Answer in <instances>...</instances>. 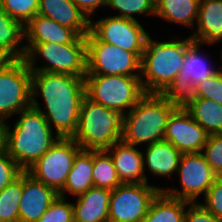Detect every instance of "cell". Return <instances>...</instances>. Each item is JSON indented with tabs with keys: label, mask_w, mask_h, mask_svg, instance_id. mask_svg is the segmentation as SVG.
Segmentation results:
<instances>
[{
	"label": "cell",
	"mask_w": 222,
	"mask_h": 222,
	"mask_svg": "<svg viewBox=\"0 0 222 222\" xmlns=\"http://www.w3.org/2000/svg\"><path fill=\"white\" fill-rule=\"evenodd\" d=\"M180 104L209 135L222 134V105L205 98H182Z\"/></svg>",
	"instance_id": "obj_23"
},
{
	"label": "cell",
	"mask_w": 222,
	"mask_h": 222,
	"mask_svg": "<svg viewBox=\"0 0 222 222\" xmlns=\"http://www.w3.org/2000/svg\"><path fill=\"white\" fill-rule=\"evenodd\" d=\"M37 222H74L72 203L57 196Z\"/></svg>",
	"instance_id": "obj_33"
},
{
	"label": "cell",
	"mask_w": 222,
	"mask_h": 222,
	"mask_svg": "<svg viewBox=\"0 0 222 222\" xmlns=\"http://www.w3.org/2000/svg\"><path fill=\"white\" fill-rule=\"evenodd\" d=\"M184 222H222L198 202H188Z\"/></svg>",
	"instance_id": "obj_37"
},
{
	"label": "cell",
	"mask_w": 222,
	"mask_h": 222,
	"mask_svg": "<svg viewBox=\"0 0 222 222\" xmlns=\"http://www.w3.org/2000/svg\"><path fill=\"white\" fill-rule=\"evenodd\" d=\"M22 190L23 172L0 191V222H19Z\"/></svg>",
	"instance_id": "obj_29"
},
{
	"label": "cell",
	"mask_w": 222,
	"mask_h": 222,
	"mask_svg": "<svg viewBox=\"0 0 222 222\" xmlns=\"http://www.w3.org/2000/svg\"><path fill=\"white\" fill-rule=\"evenodd\" d=\"M40 0H0V9L26 25L38 14Z\"/></svg>",
	"instance_id": "obj_30"
},
{
	"label": "cell",
	"mask_w": 222,
	"mask_h": 222,
	"mask_svg": "<svg viewBox=\"0 0 222 222\" xmlns=\"http://www.w3.org/2000/svg\"><path fill=\"white\" fill-rule=\"evenodd\" d=\"M155 3V0H108L107 6L117 10L118 17L137 20L133 14L155 16Z\"/></svg>",
	"instance_id": "obj_31"
},
{
	"label": "cell",
	"mask_w": 222,
	"mask_h": 222,
	"mask_svg": "<svg viewBox=\"0 0 222 222\" xmlns=\"http://www.w3.org/2000/svg\"><path fill=\"white\" fill-rule=\"evenodd\" d=\"M176 173L180 176L182 190L163 188L162 191L188 202H197L200 194L204 196L217 177L202 152L182 154Z\"/></svg>",
	"instance_id": "obj_12"
},
{
	"label": "cell",
	"mask_w": 222,
	"mask_h": 222,
	"mask_svg": "<svg viewBox=\"0 0 222 222\" xmlns=\"http://www.w3.org/2000/svg\"><path fill=\"white\" fill-rule=\"evenodd\" d=\"M197 30L191 39L200 44H216L222 41V0H200Z\"/></svg>",
	"instance_id": "obj_20"
},
{
	"label": "cell",
	"mask_w": 222,
	"mask_h": 222,
	"mask_svg": "<svg viewBox=\"0 0 222 222\" xmlns=\"http://www.w3.org/2000/svg\"><path fill=\"white\" fill-rule=\"evenodd\" d=\"M112 158L114 167L121 183H146L148 177L145 174L143 152L134 145L122 141L114 143L106 149Z\"/></svg>",
	"instance_id": "obj_17"
},
{
	"label": "cell",
	"mask_w": 222,
	"mask_h": 222,
	"mask_svg": "<svg viewBox=\"0 0 222 222\" xmlns=\"http://www.w3.org/2000/svg\"><path fill=\"white\" fill-rule=\"evenodd\" d=\"M86 75L141 76V59L133 52L99 41L89 32L86 36Z\"/></svg>",
	"instance_id": "obj_8"
},
{
	"label": "cell",
	"mask_w": 222,
	"mask_h": 222,
	"mask_svg": "<svg viewBox=\"0 0 222 222\" xmlns=\"http://www.w3.org/2000/svg\"><path fill=\"white\" fill-rule=\"evenodd\" d=\"M24 57L31 71L51 72L67 75L86 76V37L79 36L73 43L59 44L52 42L26 43ZM38 56L46 61L43 66H36Z\"/></svg>",
	"instance_id": "obj_6"
},
{
	"label": "cell",
	"mask_w": 222,
	"mask_h": 222,
	"mask_svg": "<svg viewBox=\"0 0 222 222\" xmlns=\"http://www.w3.org/2000/svg\"><path fill=\"white\" fill-rule=\"evenodd\" d=\"M23 170L8 155L6 149L0 151V191L16 179Z\"/></svg>",
	"instance_id": "obj_35"
},
{
	"label": "cell",
	"mask_w": 222,
	"mask_h": 222,
	"mask_svg": "<svg viewBox=\"0 0 222 222\" xmlns=\"http://www.w3.org/2000/svg\"><path fill=\"white\" fill-rule=\"evenodd\" d=\"M40 95L46 112L35 99ZM31 96V106L44 115L51 128L54 127L55 134L60 138H73L85 96V79L75 75L32 71Z\"/></svg>",
	"instance_id": "obj_1"
},
{
	"label": "cell",
	"mask_w": 222,
	"mask_h": 222,
	"mask_svg": "<svg viewBox=\"0 0 222 222\" xmlns=\"http://www.w3.org/2000/svg\"><path fill=\"white\" fill-rule=\"evenodd\" d=\"M209 134L180 104L169 116L164 140L170 142L181 154L203 151Z\"/></svg>",
	"instance_id": "obj_14"
},
{
	"label": "cell",
	"mask_w": 222,
	"mask_h": 222,
	"mask_svg": "<svg viewBox=\"0 0 222 222\" xmlns=\"http://www.w3.org/2000/svg\"><path fill=\"white\" fill-rule=\"evenodd\" d=\"M38 15L74 29L82 37L90 32V20L72 0H40Z\"/></svg>",
	"instance_id": "obj_18"
},
{
	"label": "cell",
	"mask_w": 222,
	"mask_h": 222,
	"mask_svg": "<svg viewBox=\"0 0 222 222\" xmlns=\"http://www.w3.org/2000/svg\"><path fill=\"white\" fill-rule=\"evenodd\" d=\"M11 130L7 125L6 151L17 165L26 171L60 138L54 135L44 115L30 106L19 113Z\"/></svg>",
	"instance_id": "obj_3"
},
{
	"label": "cell",
	"mask_w": 222,
	"mask_h": 222,
	"mask_svg": "<svg viewBox=\"0 0 222 222\" xmlns=\"http://www.w3.org/2000/svg\"><path fill=\"white\" fill-rule=\"evenodd\" d=\"M111 190L92 187L77 196L73 205L74 222H109Z\"/></svg>",
	"instance_id": "obj_19"
},
{
	"label": "cell",
	"mask_w": 222,
	"mask_h": 222,
	"mask_svg": "<svg viewBox=\"0 0 222 222\" xmlns=\"http://www.w3.org/2000/svg\"><path fill=\"white\" fill-rule=\"evenodd\" d=\"M204 200V204H200L222 221V182L217 178L204 195Z\"/></svg>",
	"instance_id": "obj_36"
},
{
	"label": "cell",
	"mask_w": 222,
	"mask_h": 222,
	"mask_svg": "<svg viewBox=\"0 0 222 222\" xmlns=\"http://www.w3.org/2000/svg\"><path fill=\"white\" fill-rule=\"evenodd\" d=\"M148 183H122L111 190L109 222H142L152 200L163 190Z\"/></svg>",
	"instance_id": "obj_11"
},
{
	"label": "cell",
	"mask_w": 222,
	"mask_h": 222,
	"mask_svg": "<svg viewBox=\"0 0 222 222\" xmlns=\"http://www.w3.org/2000/svg\"><path fill=\"white\" fill-rule=\"evenodd\" d=\"M179 105L178 98L146 93L123 115L121 141L134 146L163 141L168 118Z\"/></svg>",
	"instance_id": "obj_2"
},
{
	"label": "cell",
	"mask_w": 222,
	"mask_h": 222,
	"mask_svg": "<svg viewBox=\"0 0 222 222\" xmlns=\"http://www.w3.org/2000/svg\"><path fill=\"white\" fill-rule=\"evenodd\" d=\"M202 152L213 171L219 173L222 170V134L209 135Z\"/></svg>",
	"instance_id": "obj_34"
},
{
	"label": "cell",
	"mask_w": 222,
	"mask_h": 222,
	"mask_svg": "<svg viewBox=\"0 0 222 222\" xmlns=\"http://www.w3.org/2000/svg\"><path fill=\"white\" fill-rule=\"evenodd\" d=\"M183 98H205L222 105V70L202 80Z\"/></svg>",
	"instance_id": "obj_32"
},
{
	"label": "cell",
	"mask_w": 222,
	"mask_h": 222,
	"mask_svg": "<svg viewBox=\"0 0 222 222\" xmlns=\"http://www.w3.org/2000/svg\"><path fill=\"white\" fill-rule=\"evenodd\" d=\"M93 187L115 189L121 185L112 158L106 150H93Z\"/></svg>",
	"instance_id": "obj_28"
},
{
	"label": "cell",
	"mask_w": 222,
	"mask_h": 222,
	"mask_svg": "<svg viewBox=\"0 0 222 222\" xmlns=\"http://www.w3.org/2000/svg\"><path fill=\"white\" fill-rule=\"evenodd\" d=\"M85 95L106 108L126 114L146 94L140 76L86 75Z\"/></svg>",
	"instance_id": "obj_7"
},
{
	"label": "cell",
	"mask_w": 222,
	"mask_h": 222,
	"mask_svg": "<svg viewBox=\"0 0 222 222\" xmlns=\"http://www.w3.org/2000/svg\"><path fill=\"white\" fill-rule=\"evenodd\" d=\"M188 201L167 196L160 191L152 200L142 222H184Z\"/></svg>",
	"instance_id": "obj_27"
},
{
	"label": "cell",
	"mask_w": 222,
	"mask_h": 222,
	"mask_svg": "<svg viewBox=\"0 0 222 222\" xmlns=\"http://www.w3.org/2000/svg\"><path fill=\"white\" fill-rule=\"evenodd\" d=\"M27 43H73L80 35L71 28L60 25L43 15H35L24 25Z\"/></svg>",
	"instance_id": "obj_21"
},
{
	"label": "cell",
	"mask_w": 222,
	"mask_h": 222,
	"mask_svg": "<svg viewBox=\"0 0 222 222\" xmlns=\"http://www.w3.org/2000/svg\"><path fill=\"white\" fill-rule=\"evenodd\" d=\"M24 25L0 9V51L11 60L24 59L26 54Z\"/></svg>",
	"instance_id": "obj_25"
},
{
	"label": "cell",
	"mask_w": 222,
	"mask_h": 222,
	"mask_svg": "<svg viewBox=\"0 0 222 222\" xmlns=\"http://www.w3.org/2000/svg\"><path fill=\"white\" fill-rule=\"evenodd\" d=\"M74 4L87 16H93V12L100 6H107L108 0H72Z\"/></svg>",
	"instance_id": "obj_38"
},
{
	"label": "cell",
	"mask_w": 222,
	"mask_h": 222,
	"mask_svg": "<svg viewBox=\"0 0 222 222\" xmlns=\"http://www.w3.org/2000/svg\"><path fill=\"white\" fill-rule=\"evenodd\" d=\"M122 117L119 112L106 108L85 95L73 139L82 150H106L121 141Z\"/></svg>",
	"instance_id": "obj_5"
},
{
	"label": "cell",
	"mask_w": 222,
	"mask_h": 222,
	"mask_svg": "<svg viewBox=\"0 0 222 222\" xmlns=\"http://www.w3.org/2000/svg\"><path fill=\"white\" fill-rule=\"evenodd\" d=\"M81 150L73 138H59L26 172L59 193Z\"/></svg>",
	"instance_id": "obj_10"
},
{
	"label": "cell",
	"mask_w": 222,
	"mask_h": 222,
	"mask_svg": "<svg viewBox=\"0 0 222 222\" xmlns=\"http://www.w3.org/2000/svg\"><path fill=\"white\" fill-rule=\"evenodd\" d=\"M202 44L194 42L187 50L182 69L177 73L173 84L163 93L166 96L182 99L202 80L212 76L217 69L210 68L205 55H201Z\"/></svg>",
	"instance_id": "obj_15"
},
{
	"label": "cell",
	"mask_w": 222,
	"mask_h": 222,
	"mask_svg": "<svg viewBox=\"0 0 222 222\" xmlns=\"http://www.w3.org/2000/svg\"><path fill=\"white\" fill-rule=\"evenodd\" d=\"M11 61V59L5 55L2 51H0V70Z\"/></svg>",
	"instance_id": "obj_40"
},
{
	"label": "cell",
	"mask_w": 222,
	"mask_h": 222,
	"mask_svg": "<svg viewBox=\"0 0 222 222\" xmlns=\"http://www.w3.org/2000/svg\"><path fill=\"white\" fill-rule=\"evenodd\" d=\"M8 122L0 117V151L6 149V130Z\"/></svg>",
	"instance_id": "obj_39"
},
{
	"label": "cell",
	"mask_w": 222,
	"mask_h": 222,
	"mask_svg": "<svg viewBox=\"0 0 222 222\" xmlns=\"http://www.w3.org/2000/svg\"><path fill=\"white\" fill-rule=\"evenodd\" d=\"M58 193L23 171V190L19 202V222H37Z\"/></svg>",
	"instance_id": "obj_16"
},
{
	"label": "cell",
	"mask_w": 222,
	"mask_h": 222,
	"mask_svg": "<svg viewBox=\"0 0 222 222\" xmlns=\"http://www.w3.org/2000/svg\"><path fill=\"white\" fill-rule=\"evenodd\" d=\"M90 32L99 40L135 53L142 58L148 33L137 20L110 16L90 20Z\"/></svg>",
	"instance_id": "obj_13"
},
{
	"label": "cell",
	"mask_w": 222,
	"mask_h": 222,
	"mask_svg": "<svg viewBox=\"0 0 222 222\" xmlns=\"http://www.w3.org/2000/svg\"><path fill=\"white\" fill-rule=\"evenodd\" d=\"M32 71L24 59L11 60L0 70V117L8 120L31 106Z\"/></svg>",
	"instance_id": "obj_9"
},
{
	"label": "cell",
	"mask_w": 222,
	"mask_h": 222,
	"mask_svg": "<svg viewBox=\"0 0 222 222\" xmlns=\"http://www.w3.org/2000/svg\"><path fill=\"white\" fill-rule=\"evenodd\" d=\"M194 43L191 37L158 42L148 35L141 58V84L145 93L163 94L182 69L188 48Z\"/></svg>",
	"instance_id": "obj_4"
},
{
	"label": "cell",
	"mask_w": 222,
	"mask_h": 222,
	"mask_svg": "<svg viewBox=\"0 0 222 222\" xmlns=\"http://www.w3.org/2000/svg\"><path fill=\"white\" fill-rule=\"evenodd\" d=\"M143 154L144 169L147 166L154 176L171 177L176 174L182 154L165 140L147 145Z\"/></svg>",
	"instance_id": "obj_22"
},
{
	"label": "cell",
	"mask_w": 222,
	"mask_h": 222,
	"mask_svg": "<svg viewBox=\"0 0 222 222\" xmlns=\"http://www.w3.org/2000/svg\"><path fill=\"white\" fill-rule=\"evenodd\" d=\"M93 150H81L75 157L64 188L58 196L64 197L65 193L78 196L93 187Z\"/></svg>",
	"instance_id": "obj_24"
},
{
	"label": "cell",
	"mask_w": 222,
	"mask_h": 222,
	"mask_svg": "<svg viewBox=\"0 0 222 222\" xmlns=\"http://www.w3.org/2000/svg\"><path fill=\"white\" fill-rule=\"evenodd\" d=\"M200 0H156L155 15L167 22L194 28Z\"/></svg>",
	"instance_id": "obj_26"
},
{
	"label": "cell",
	"mask_w": 222,
	"mask_h": 222,
	"mask_svg": "<svg viewBox=\"0 0 222 222\" xmlns=\"http://www.w3.org/2000/svg\"><path fill=\"white\" fill-rule=\"evenodd\" d=\"M220 182H222V170L217 173V177H216Z\"/></svg>",
	"instance_id": "obj_41"
}]
</instances>
